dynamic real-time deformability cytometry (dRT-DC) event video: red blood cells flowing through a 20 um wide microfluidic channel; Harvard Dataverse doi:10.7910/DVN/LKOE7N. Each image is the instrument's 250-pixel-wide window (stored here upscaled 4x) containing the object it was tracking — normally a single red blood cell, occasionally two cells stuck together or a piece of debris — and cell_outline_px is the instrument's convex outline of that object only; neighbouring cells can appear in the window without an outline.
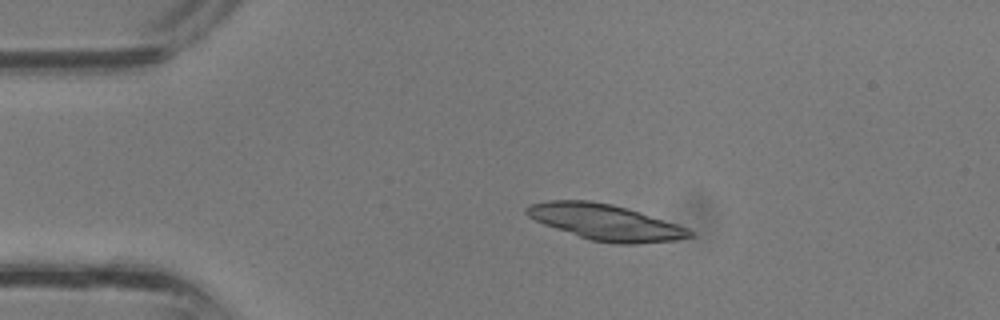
{"species": "common noctule bat (a hibernating species)", "species_latin": "Nyctalus noctula", "temperature_condition": "room temperature", "stored_images_in_passage": 9, "camera_frame_rate_fps": 3000, "um_per_image_px": 0.085, "animal": {"sex": "male", "body_mass_g": 13.3}, "frame": {"image": 1, "passage_image": 1, "time_ms": 0.0, "image_size_px": [1000, 320], "cell_outline_px": [[692, 236], [676, 240], [636, 244], [616, 244], [592, 240], [544, 224], [528, 216], [524, 212], [524, 208], [532, 204], [548, 200], [588, 200], [612, 204], [640, 212], [688, 228], [692, 232]], "centroid_in_image_um": [51.45, 18.88], "position_along_channel_um": 33.5, "area_um2": 33.64}}